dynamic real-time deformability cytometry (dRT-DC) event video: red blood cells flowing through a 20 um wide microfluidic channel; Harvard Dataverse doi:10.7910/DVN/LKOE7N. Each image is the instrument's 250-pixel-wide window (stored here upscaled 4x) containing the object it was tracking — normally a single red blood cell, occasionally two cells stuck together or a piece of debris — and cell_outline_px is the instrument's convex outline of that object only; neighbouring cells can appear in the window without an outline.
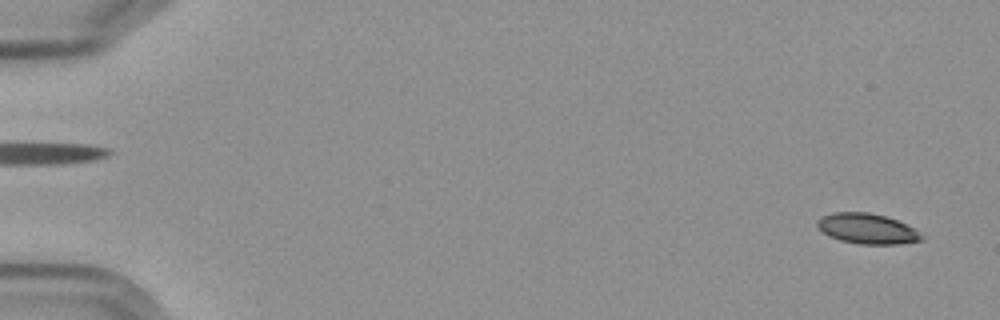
{"species": "Egyptian fruit bat (a non-hibernating species)", "species_latin": "Rousettus aegyptiacus", "temperature_condition": "cold", "stored_images_in_passage": 2, "camera_frame_rate_fps": 3000, "um_per_image_px": 0.085, "frame": {"image": 1, "passage_image": 2, "time_ms": 1.0, "image_size_px": [1000, 320], "cell_outline_px": [[924, 240], [900, 244], [860, 244], [840, 240], [828, 236], [816, 224], [816, 220], [820, 216], [832, 212], [868, 212], [884, 216], [896, 220], [916, 228], [924, 236]], "centroid_in_image_um": [73.73, 19.44], "position_along_channel_um": 11.3, "area_um2": 18.61}}